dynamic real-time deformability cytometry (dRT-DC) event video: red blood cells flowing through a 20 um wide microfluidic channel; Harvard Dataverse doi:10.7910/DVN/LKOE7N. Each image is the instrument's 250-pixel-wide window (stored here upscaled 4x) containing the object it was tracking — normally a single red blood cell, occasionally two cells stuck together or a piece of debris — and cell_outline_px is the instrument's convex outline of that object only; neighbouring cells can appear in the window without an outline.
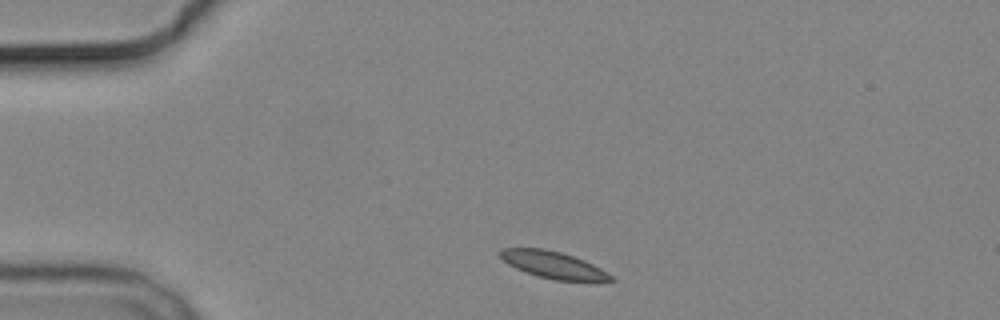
{"species": "common noctule bat (a hibernating species)", "species_latin": "Nyctalus noctula", "temperature_condition": "cold", "stored_images_in_passage": 6, "camera_frame_rate_fps": 3000, "um_per_image_px": 0.085, "animal": {"sex": "male", "body_mass_g": 19.2, "forearm_length_mm": 51.8}, "frame": {"image": 1, "passage_image": 1, "time_ms": 0.0, "image_size_px": [1000, 320], "cell_outline_px": [[616, 280], [552, 280], [516, 268], [508, 264], [500, 256], [500, 248], [544, 248], [560, 252], [584, 260], [600, 268], [612, 276]], "centroid_in_image_um": [46.99, 22.49], "position_along_channel_um": 38.0, "area_um2": 16.88}}
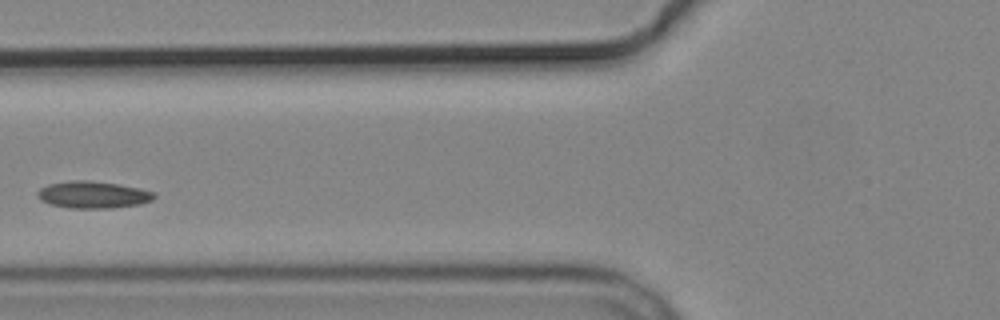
{"frame": {"image": 2, "passage_image": 3, "time_ms": 3.333, "image_size_px": [1000, 320], "cell_outline_px": [[156, 196], [152, 200], [140, 204], [112, 208], [68, 208], [52, 204], [40, 200], [36, 196], [36, 192], [40, 188], [48, 184], [72, 180], [92, 180], [120, 184], [140, 188], [156, 192]], "centroid_in_image_um": [7.92, 16.54], "position_along_channel_um": 117.9, "area_um2": 18.61}}
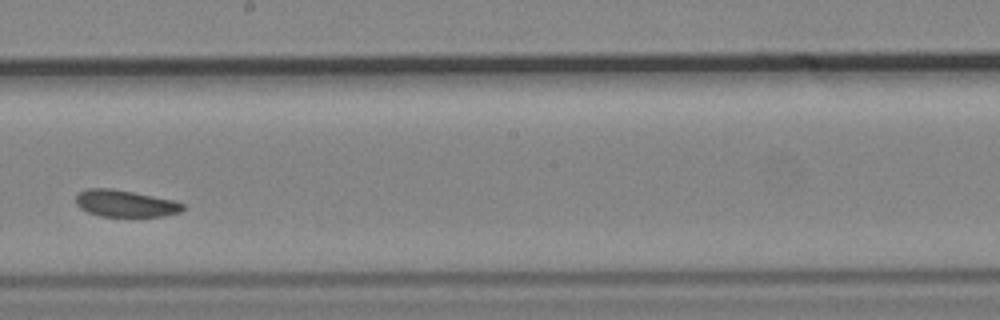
{"frame": {"image": 3, "passage_image": 6, "time_ms": 6.667, "image_size_px": [1000, 320], "cell_outline_px": [[184, 208], [180, 212], [164, 216], [100, 216], [88, 212], [80, 208], [76, 204], [76, 192], [88, 188], [112, 188], [172, 200], [184, 204]], "centroid_in_image_um": [10.6, 17.29], "position_along_channel_um": 237.6, "area_um2": 16.65}}